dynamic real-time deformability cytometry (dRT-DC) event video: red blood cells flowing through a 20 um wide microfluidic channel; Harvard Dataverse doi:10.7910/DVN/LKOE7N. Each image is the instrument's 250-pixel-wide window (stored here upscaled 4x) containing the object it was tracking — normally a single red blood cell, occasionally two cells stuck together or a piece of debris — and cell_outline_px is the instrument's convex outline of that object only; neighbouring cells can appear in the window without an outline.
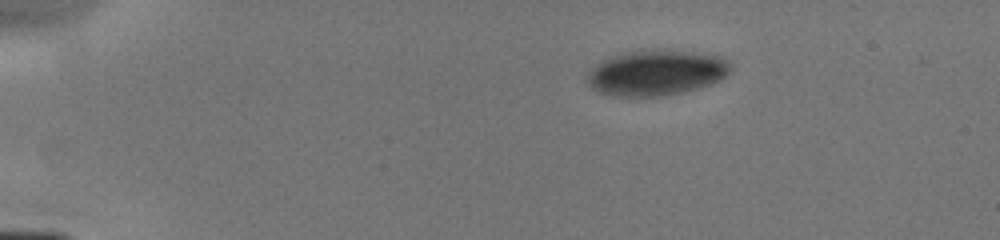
{"species": "human", "species_latin": "Homo sapiens", "temperature_condition": "cold", "stored_images_in_passage": 9, "camera_frame_rate_fps": 3000, "um_per_image_px": 0.085, "donor": {"sex": "male"}, "frame": {"image": 1, "passage_image": 1, "time_ms": 0.0, "image_size_px": [1000, 240], "cell_outline_px": [[732, 72], [720, 80], [684, 92], [660, 96], [616, 96], [600, 92], [592, 88], [588, 84], [588, 72], [596, 64], [612, 56], [636, 48], [640, 48], [696, 52], [724, 56], [732, 64]], "centroid_in_image_um": [55.83, 6.15], "position_along_channel_um": 29.2, "area_um2": 38.44}}
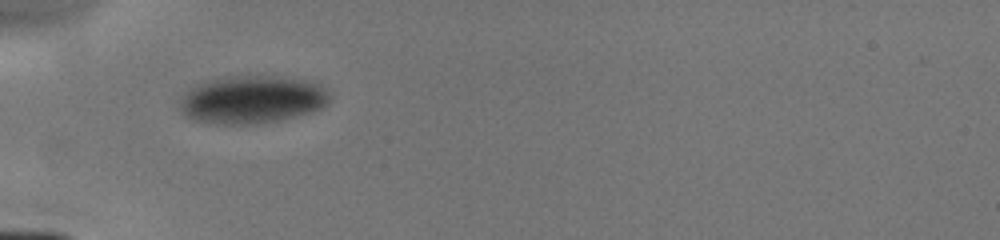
{"frame": {"image": 2, "passage_image": 4, "time_ms": 2.667, "image_size_px": [1000, 240], "cell_outline_px": [[332, 96], [328, 104], [312, 112], [280, 120], [260, 124], [216, 124], [196, 120], [184, 116], [180, 108], [180, 96], [184, 92], [196, 84], [208, 80], [228, 76], [272, 76], [312, 80], [320, 84]], "centroid_in_image_um": [21.43, 8.46], "position_along_channel_um": 63.6, "area_um2": 42.37}}
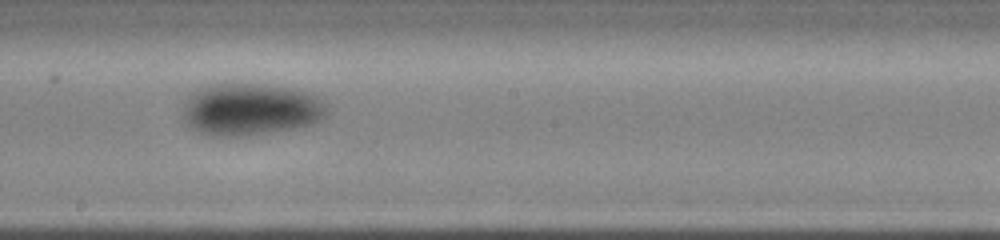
{"frame": {"image": 3, "passage_image": 8, "time_ms": 6.667, "image_size_px": [1000, 240], "cell_outline_px": [[328, 112], [320, 120], [312, 124], [292, 128], [244, 136], [216, 136], [192, 128], [188, 124], [184, 116], [184, 112], [188, 100], [192, 92], [208, 84], [260, 84], [292, 88], [316, 96], [324, 100], [328, 104]], "centroid_in_image_um": [21.35, 9.28], "position_along_channel_um": 226.8, "area_um2": 43.23}}